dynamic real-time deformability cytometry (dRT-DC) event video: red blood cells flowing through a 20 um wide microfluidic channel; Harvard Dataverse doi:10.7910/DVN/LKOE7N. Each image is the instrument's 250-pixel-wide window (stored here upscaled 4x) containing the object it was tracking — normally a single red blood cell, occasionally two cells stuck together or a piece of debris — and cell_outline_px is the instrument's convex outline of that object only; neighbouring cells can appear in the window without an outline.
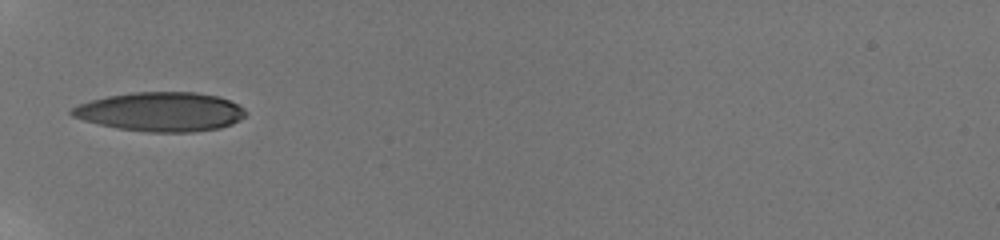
{"species": "human", "species_latin": "Homo sapiens", "temperature_condition": "room temperature", "stored_images_in_passage": 10, "camera_frame_rate_fps": 3000, "um_per_image_px": 0.085, "donor": {"sex": "male"}, "frame": {"image": 1, "passage_image": 1, "time_ms": 0.0, "image_size_px": [1000, 240], "cell_outline_px": [[248, 112], [240, 120], [232, 124], [220, 128], [192, 132], [148, 132], [116, 128], [84, 120], [72, 116], [68, 112], [68, 108], [92, 100], [108, 96], [132, 92], [196, 92], [220, 96], [244, 108]], "centroid_in_image_um": [13.67, 9.5], "position_along_channel_um": 71.3, "area_um2": 39.82}}
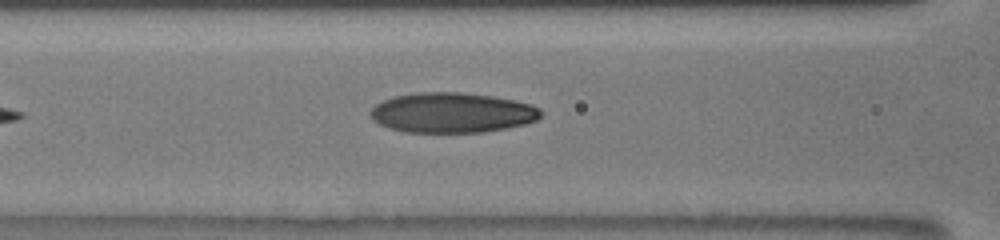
{"frame": {"image": 2, "passage_image": 5, "time_ms": 1.667, "image_size_px": [1000, 240], "cell_outline_px": [[540, 116], [536, 120], [524, 124], [484, 132], [404, 132], [388, 128], [372, 120], [368, 112], [376, 104], [384, 100], [396, 96], [420, 92], [460, 92], [492, 96], [532, 104], [540, 108]], "centroid_in_image_um": [38.39, 9.58], "position_along_channel_um": 128.2, "area_um2": 39.71}}